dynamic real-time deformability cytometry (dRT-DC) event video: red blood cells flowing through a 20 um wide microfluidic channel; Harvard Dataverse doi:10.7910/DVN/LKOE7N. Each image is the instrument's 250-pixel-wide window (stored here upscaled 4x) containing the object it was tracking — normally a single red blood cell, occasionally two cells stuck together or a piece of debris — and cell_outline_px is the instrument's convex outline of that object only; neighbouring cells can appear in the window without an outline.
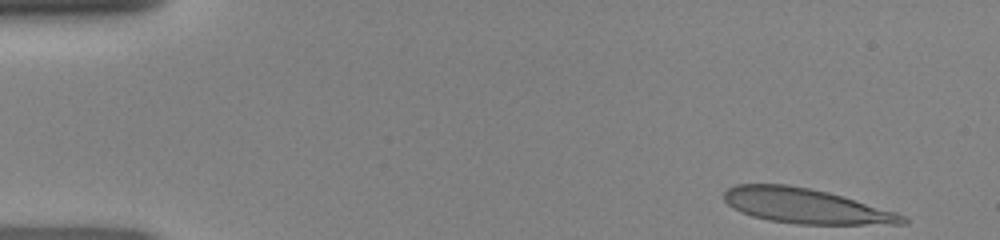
{"species": "human", "species_latin": "Homo sapiens", "temperature_condition": "room temperature", "stored_images_in_passage": 39, "camera_frame_rate_fps": 3000, "um_per_image_px": 0.085, "donor": {"sex": "female"}, "frame": {"image": 1, "passage_image": 1, "time_ms": 0.0, "image_size_px": [1000, 240], "cell_outline_px": [[908, 224], [796, 224], [768, 220], [752, 216], [740, 212], [732, 208], [724, 200], [724, 192], [728, 188], [736, 184], [788, 184], [828, 192], [896, 212], [904, 216], [908, 220]], "centroid_in_image_um": [68.45, 17.51], "position_along_channel_um": 16.5, "area_um2": 36.24}}
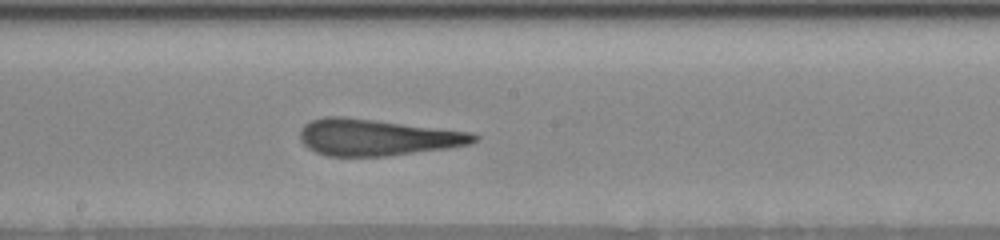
{"frame": {"image": 2, "passage_image": 23, "time_ms": 7.333, "image_size_px": [1000, 240], "cell_outline_px": [[480, 140], [472, 144], [448, 148], [388, 156], [328, 156], [316, 152], [308, 148], [300, 140], [300, 128], [304, 124], [312, 120], [324, 116], [340, 116], [472, 132], [480, 136]], "centroid_in_image_um": [32.07, 11.68], "position_along_channel_um": 216.1, "area_um2": 37.05}}
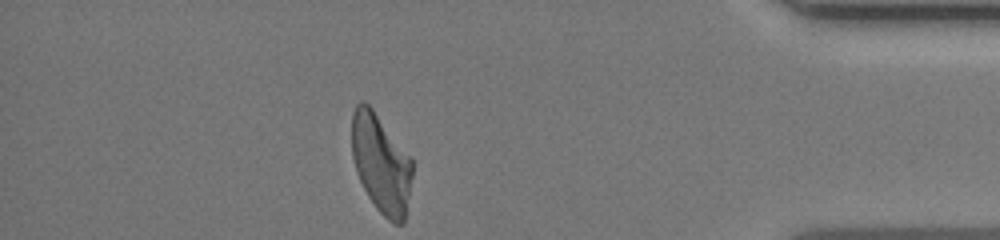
{"frame": {"image": 3, "passage_image": 39, "time_ms": 12.667, "image_size_px": [1000, 240], "cell_outline_px": [[412, 176], [404, 224], [392, 224], [376, 208], [368, 196], [356, 172], [352, 156], [352, 112], [356, 104], [360, 100], [364, 100], [372, 108], [412, 156]], "centroid_in_image_um": [32.39, 13.89], "position_along_channel_um": 402.8, "area_um2": 35.2}}